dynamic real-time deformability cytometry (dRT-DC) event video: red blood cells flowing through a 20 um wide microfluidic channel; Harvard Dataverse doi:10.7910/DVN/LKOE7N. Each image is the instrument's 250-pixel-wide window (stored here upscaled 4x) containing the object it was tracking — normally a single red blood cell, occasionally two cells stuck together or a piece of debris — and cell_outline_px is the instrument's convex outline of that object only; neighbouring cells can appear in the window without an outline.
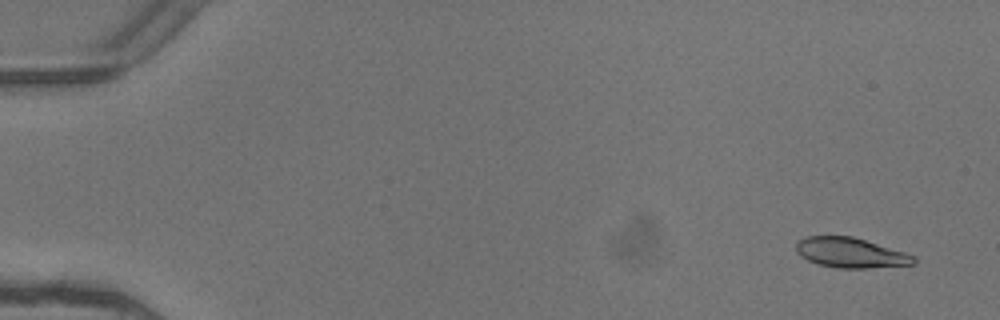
{"species": "common noctule bat (a hibernating species)", "species_latin": "Nyctalus noctula", "temperature_condition": "warm", "stored_images_in_passage": 6, "camera_frame_rate_fps": 3000, "um_per_image_px": 0.085, "animal": {"sex": "female"}, "frame": {"image": 1, "passage_image": 1, "time_ms": 0.0, "image_size_px": [1000, 320], "cell_outline_px": [[916, 264], [868, 268], [836, 268], [816, 264], [800, 256], [796, 252], [796, 240], [804, 236], [852, 236], [904, 252], [916, 256]], "centroid_in_image_um": [72.26, 21.48], "position_along_channel_um": 12.7, "area_um2": 20.75}}
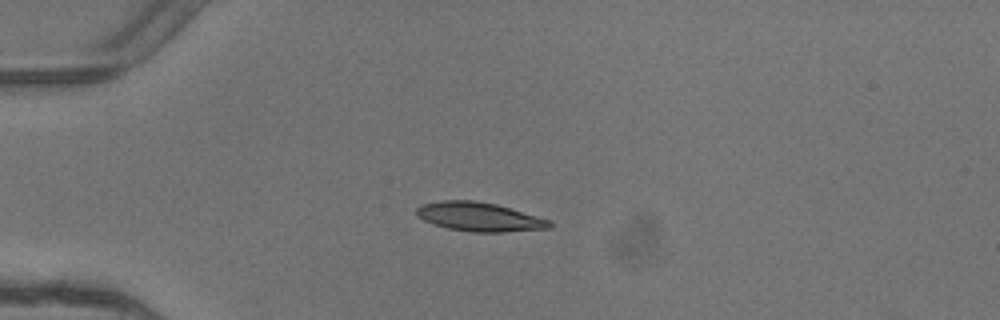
{"frame": {"image": 2, "passage_image": 4, "time_ms": 1.0, "image_size_px": [1000, 320], "cell_outline_px": [[552, 228], [504, 232], [472, 232], [448, 228], [424, 220], [416, 212], [416, 208], [420, 204], [440, 200], [476, 200], [496, 204], [552, 220]], "centroid_in_image_um": [40.78, 18.42], "position_along_channel_um": 44.2, "area_um2": 22.48}}
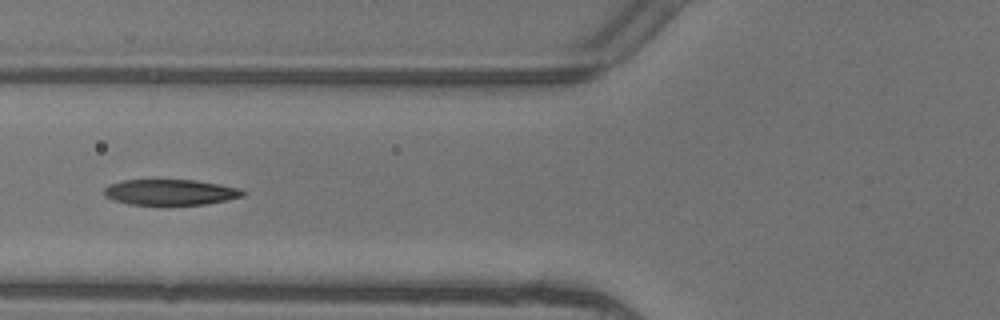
{"frame": {"image": 3, "passage_image": 6, "time_ms": 1.667, "image_size_px": [1000, 320], "cell_outline_px": [[248, 192], [244, 196], [204, 204], [128, 204], [104, 196], [104, 188], [108, 184], [124, 180], [196, 180], [240, 188]], "centroid_in_image_um": [14.49, 16.32], "position_along_channel_um": 111.3, "area_um2": 20.58}}